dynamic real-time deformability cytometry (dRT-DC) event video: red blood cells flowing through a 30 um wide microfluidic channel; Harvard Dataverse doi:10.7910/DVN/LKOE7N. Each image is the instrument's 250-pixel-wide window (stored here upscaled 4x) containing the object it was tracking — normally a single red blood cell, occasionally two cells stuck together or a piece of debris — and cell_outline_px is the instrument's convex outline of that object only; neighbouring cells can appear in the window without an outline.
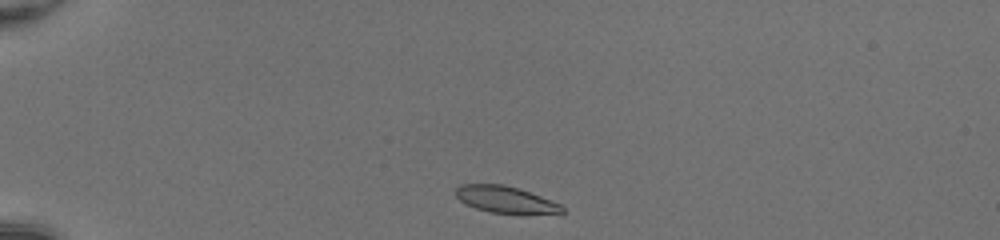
{"species": "common noctule bat (a hibernating species)", "species_latin": "Nyctalus noctula", "temperature_condition": "room temperature", "stored_images_in_passage": 38, "camera_frame_rate_fps": 3000, "um_per_image_px": 0.085, "animal": {"sex": "female", "body_mass_g": 20.0, "forearm_length_mm": 54.0}, "frame": {"image": 1, "passage_image": 1, "time_ms": 0.0, "image_size_px": [1000, 240], "cell_outline_px": [[564, 212], [488, 212], [476, 208], [460, 200], [456, 196], [456, 188], [460, 184], [504, 184], [540, 196], [560, 204], [564, 208]], "centroid_in_image_um": [42.89, 16.93], "position_along_channel_um": 42.1, "area_um2": 15.78}}
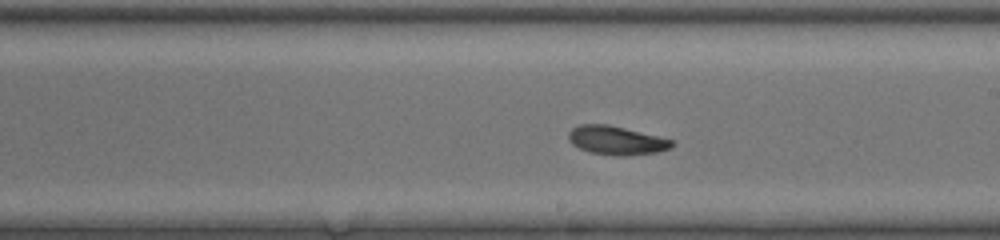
{"frame": {"image": 2, "passage_image": 19, "time_ms": 6.0, "image_size_px": [1000, 240], "cell_outline_px": [[676, 144], [672, 148], [656, 152], [624, 156], [620, 156], [592, 152], [580, 148], [572, 144], [568, 140], [568, 132], [572, 128], [580, 124], [608, 124], [672, 140]], "centroid_in_image_um": [52.38, 11.93], "position_along_channel_um": 236.6, "area_um2": 17.11}}
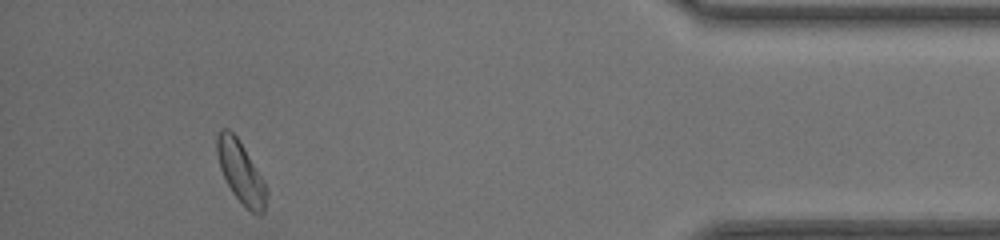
{"frame": {"image": 3, "passage_image": 35, "time_ms": 11.333, "image_size_px": [1000, 240], "cell_outline_px": [[268, 192], [264, 212], [260, 216], [252, 212], [232, 192], [220, 168], [216, 152], [216, 136], [220, 128], [228, 128], [236, 136], [244, 148], [264, 180]], "centroid_in_image_um": [20.47, 14.62], "position_along_channel_um": 414.7, "area_um2": 17.69}, "authors_computed_cell_mechanics": {"area_um2": 17.5423, "velocity_mm_per_s": 4.1896, "shape_relaxation_time_tau1_ms": 8.4821, "shape_relaxation_time_tau2_ms": 3.0177, "deformation_change_tau1": 0.1801, "deformation_change_tau2": 0.0922}}